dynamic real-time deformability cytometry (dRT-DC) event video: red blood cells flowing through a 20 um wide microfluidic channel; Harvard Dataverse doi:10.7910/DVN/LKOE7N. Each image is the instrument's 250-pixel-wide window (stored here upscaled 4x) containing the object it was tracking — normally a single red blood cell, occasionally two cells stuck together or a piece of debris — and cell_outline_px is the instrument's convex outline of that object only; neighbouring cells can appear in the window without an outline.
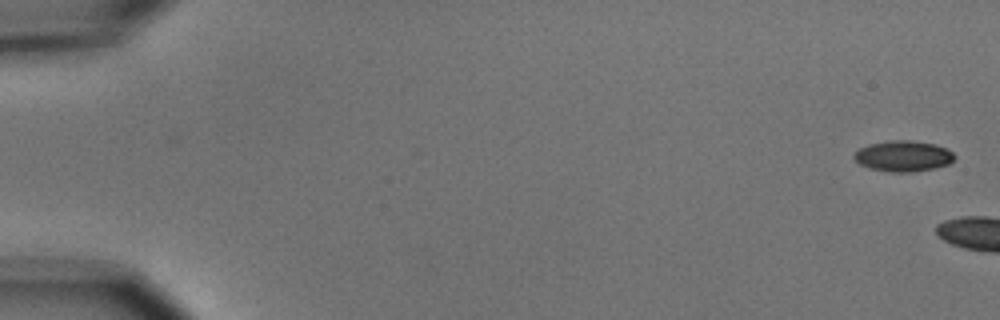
{"species": "common noctule bat (a hibernating species)", "species_latin": "Nyctalus noctula", "temperature_condition": "cold", "stored_images_in_passage": 3, "camera_frame_rate_fps": 3000, "um_per_image_px": 0.085, "animal": {"sex": "male", "body_mass_g": 15.6}, "frame": {"image": 1, "passage_image": 1, "time_ms": 0.0, "image_size_px": [1000, 320], "cell_outline_px": [[956, 156], [948, 164], [936, 168], [912, 172], [892, 172], [868, 168], [860, 164], [852, 156], [860, 148], [868, 144], [892, 140], [912, 140], [936, 144], [952, 152]], "centroid_in_image_um": [76.77, 13.26], "position_along_channel_um": 8.2, "area_um2": 18.03}}